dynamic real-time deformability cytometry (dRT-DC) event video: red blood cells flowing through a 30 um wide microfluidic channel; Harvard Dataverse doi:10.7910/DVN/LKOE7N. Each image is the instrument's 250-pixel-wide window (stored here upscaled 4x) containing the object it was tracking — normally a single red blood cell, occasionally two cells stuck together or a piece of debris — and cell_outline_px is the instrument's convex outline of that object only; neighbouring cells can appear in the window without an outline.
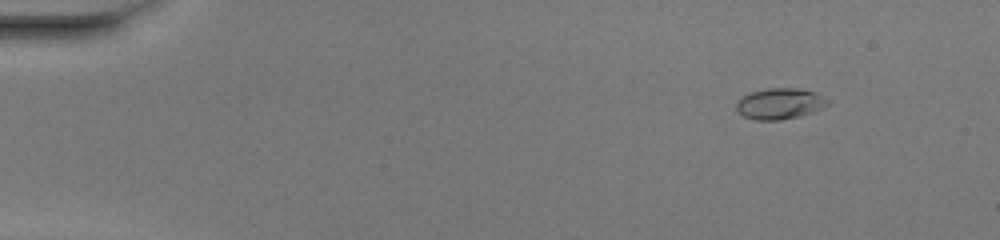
{"species": "common noctule bat (a hibernating species)", "species_latin": "Nyctalus noctula", "temperature_condition": "warm", "stored_images_in_passage": 52, "camera_frame_rate_fps": 3000, "um_per_image_px": 0.085, "animal": {"sex": "female", "body_mass_g": 20.0, "forearm_length_mm": 54.0}, "frame": {"image": 1, "passage_image": 7, "time_ms": 2.0, "image_size_px": [1000, 240], "cell_outline_px": [[828, 104], [824, 108], [800, 116], [780, 120], [756, 120], [744, 116], [736, 112], [736, 100], [752, 92], [768, 88], [796, 88], [816, 92], [828, 100]], "centroid_in_image_um": [66.27, 8.82], "position_along_channel_um": 18.7, "area_um2": 16.53}}
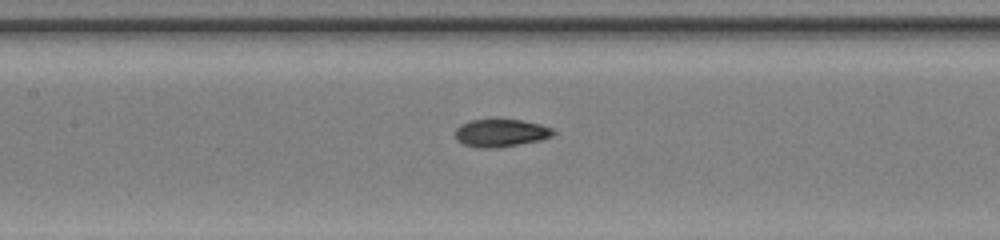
{"frame": {"image": 2, "passage_image": 26, "time_ms": 8.333, "image_size_px": [1000, 240], "cell_outline_px": [[556, 132], [552, 136], [540, 140], [496, 148], [480, 148], [464, 144], [456, 140], [456, 128], [460, 124], [468, 120], [520, 120], [540, 124], [552, 128]], "centroid_in_image_um": [42.56, 11.3], "position_along_channel_um": 164.8, "area_um2": 15.72}}
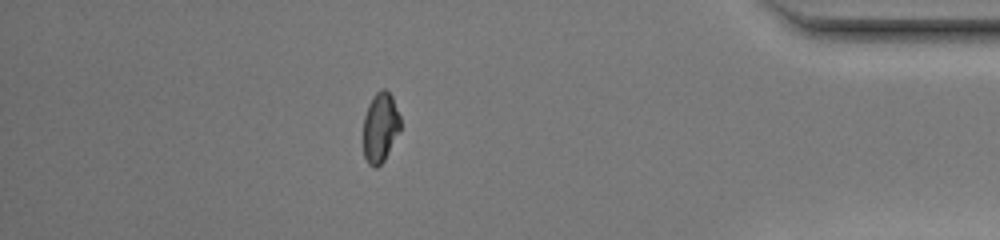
{"frame": {"image": 3, "passage_image": 46, "time_ms": 15.0, "image_size_px": [1000, 240], "cell_outline_px": [[400, 128], [384, 160], [376, 168], [372, 168], [368, 164], [364, 156], [364, 116], [368, 104], [372, 96], [380, 88], [384, 88], [392, 96], [400, 116]], "centroid_in_image_um": [32.31, 10.8], "position_along_channel_um": 402.9, "area_um2": 15.03}, "authors_computed_cell_mechanics": {"area_um2": 15.6349, "velocity_mm_per_s": 4.1258, "shape_relaxation_time_tau1_ms": 7.0758, "shape_relaxation_time_tau2_ms": 1.1052, "deformation_change_tau1": 0.2508, "deformation_change_tau2": 0.05}}